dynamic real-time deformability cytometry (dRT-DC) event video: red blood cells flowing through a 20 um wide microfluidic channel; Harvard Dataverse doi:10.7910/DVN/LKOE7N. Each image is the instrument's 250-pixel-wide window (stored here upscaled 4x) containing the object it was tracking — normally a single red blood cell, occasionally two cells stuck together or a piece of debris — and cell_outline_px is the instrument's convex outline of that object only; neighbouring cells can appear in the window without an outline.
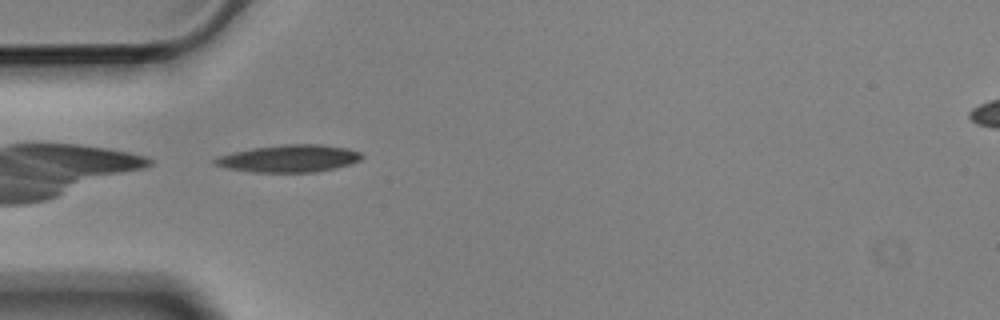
{"species": "Egyptian fruit bat (a non-hibernating species)", "species_latin": "Rousettus aegyptiacus", "temperature_condition": "cold", "stored_images_in_passage": 2, "camera_frame_rate_fps": 3000, "um_per_image_px": 0.085, "animal": {"sex": "male"}, "frame": {"image": 1, "passage_image": 1, "time_ms": 0.0, "image_size_px": [1000, 320], "cell_outline_px": [[364, 156], [360, 160], [352, 164], [336, 168], [316, 172], [252, 172], [228, 168], [216, 164], [212, 160], [216, 156], [232, 152], [252, 148], [284, 144], [320, 144], [348, 148], [360, 152]], "centroid_in_image_um": [24.6, 13.47], "position_along_channel_um": 60.4, "area_um2": 23.52}}
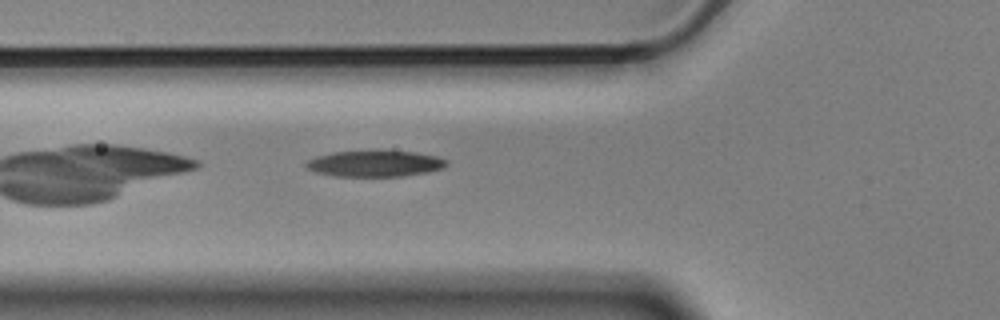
{"frame": {"image": 2, "passage_image": 2, "time_ms": 0.333, "image_size_px": [1000, 320], "cell_outline_px": [[448, 164], [444, 168], [404, 176], [332, 176], [316, 172], [304, 168], [304, 164], [308, 160], [316, 156], [332, 152], [376, 148], [416, 152], [436, 156], [448, 160]], "centroid_in_image_um": [31.84, 13.86], "position_along_channel_um": 94.0, "area_um2": 22.31}}